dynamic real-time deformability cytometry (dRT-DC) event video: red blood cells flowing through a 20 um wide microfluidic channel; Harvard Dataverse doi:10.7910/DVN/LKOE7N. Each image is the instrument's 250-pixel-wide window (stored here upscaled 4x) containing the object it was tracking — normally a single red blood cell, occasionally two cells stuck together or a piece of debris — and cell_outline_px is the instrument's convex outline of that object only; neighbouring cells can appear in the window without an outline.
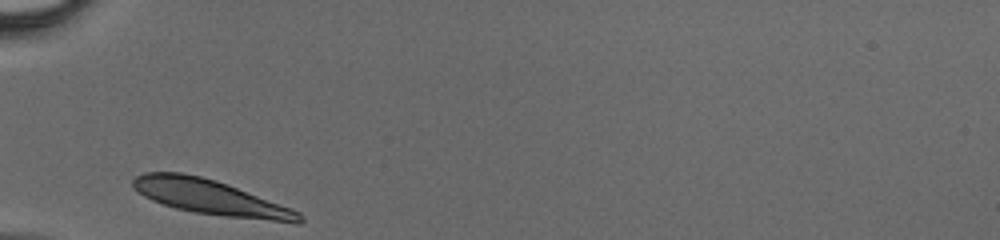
{"species": "human", "species_latin": "Homo sapiens", "temperature_condition": "cold", "stored_images_in_passage": 23, "camera_frame_rate_fps": 3000, "um_per_image_px": 0.085, "donor": {"sex": "male"}, "frame": {"image": 1, "passage_image": 1, "time_ms": 0.0, "image_size_px": [1000, 240], "cell_outline_px": [[304, 220], [300, 224], [296, 224], [224, 216], [196, 212], [176, 208], [152, 200], [144, 196], [132, 188], [132, 180], [136, 176], [144, 172], [180, 172], [200, 176], [216, 180], [292, 208], [300, 212], [304, 216]], "centroid_in_image_um": [17.94, 16.78], "position_along_channel_um": 67.1, "area_um2": 33.93}}
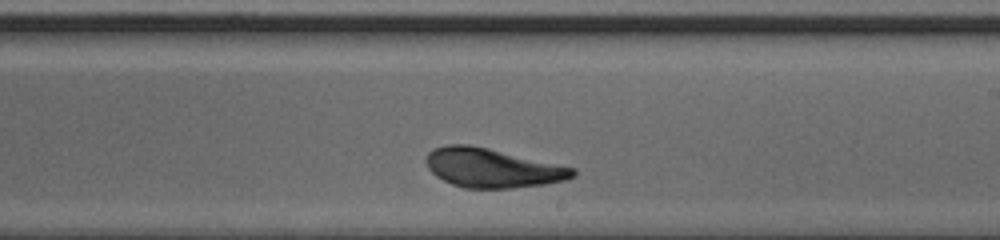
{"frame": {"image": 2, "passage_image": 14, "time_ms": 4.333, "image_size_px": [1000, 240], "cell_outline_px": [[576, 176], [564, 180], [544, 184], [512, 188], [464, 188], [452, 184], [436, 176], [428, 168], [424, 160], [428, 152], [432, 148], [448, 144], [468, 144], [488, 148], [576, 168]], "centroid_in_image_um": [41.82, 14.27], "position_along_channel_um": 247.2, "area_um2": 33.47}}
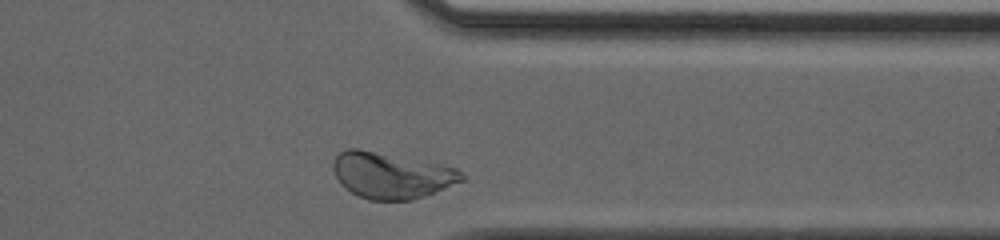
{"frame": {"image": 3, "passage_image": 23, "time_ms": 7.333, "image_size_px": [1000, 240], "cell_outline_px": [[464, 180], [424, 196], [412, 200], [368, 200], [356, 196], [344, 188], [340, 184], [332, 168], [332, 160], [340, 152], [348, 148], [356, 148], [444, 164], [456, 168], [464, 176]], "centroid_in_image_um": [33.23, 14.91], "position_along_channel_um": 378.2, "area_um2": 34.68}}